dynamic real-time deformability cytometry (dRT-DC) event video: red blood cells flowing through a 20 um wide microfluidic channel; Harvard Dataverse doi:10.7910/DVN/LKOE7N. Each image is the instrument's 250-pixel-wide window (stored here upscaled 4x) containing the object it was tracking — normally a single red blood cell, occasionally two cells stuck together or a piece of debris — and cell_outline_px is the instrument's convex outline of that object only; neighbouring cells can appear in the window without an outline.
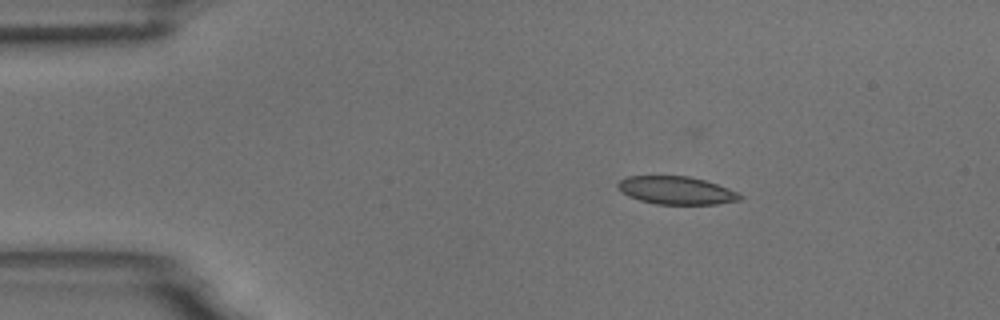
{"species": "common noctule bat (a hibernating species)", "species_latin": "Nyctalus noctula", "temperature_condition": "room temperature", "stored_images_in_passage": 46, "camera_frame_rate_fps": 3000, "um_per_image_px": 0.085, "animal": {"sex": "male", "body_mass_g": 18.8}, "frame": {"image": 1, "passage_image": 1, "time_ms": 0.0, "image_size_px": [1000, 320], "cell_outline_px": [[744, 196], [740, 200], [716, 204], [656, 204], [640, 200], [628, 196], [620, 192], [616, 184], [620, 180], [628, 176], [688, 176], [704, 180], [728, 188]], "centroid_in_image_um": [57.46, 16.18], "position_along_channel_um": 27.5, "area_um2": 19.83}}
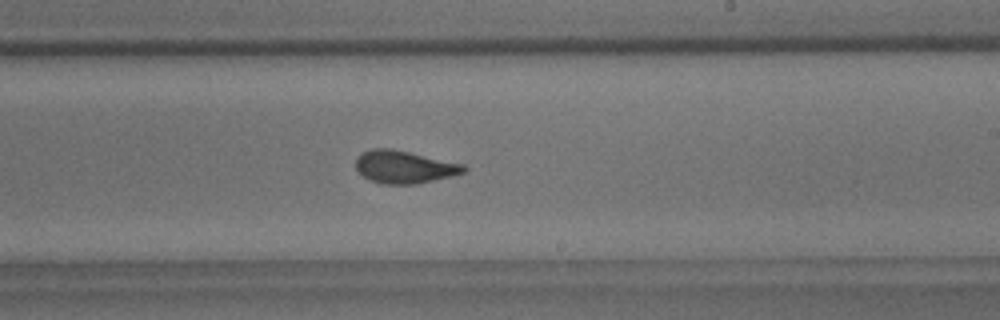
{"frame": {"image": 2, "passage_image": 24, "time_ms": 7.667, "image_size_px": [1000, 320], "cell_outline_px": [[468, 168], [464, 172], [416, 184], [380, 184], [364, 176], [356, 168], [356, 156], [360, 152], [372, 148], [392, 148], [464, 164]], "centroid_in_image_um": [34.32, 14.17], "position_along_channel_um": 254.7, "area_um2": 20.46}}
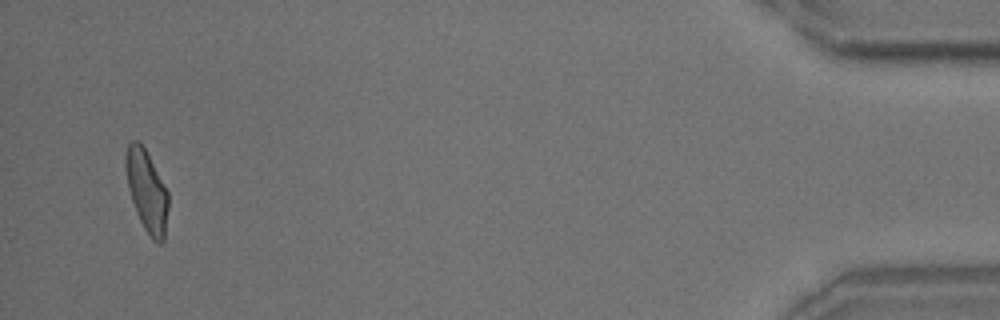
{"frame": {"image": 3, "passage_image": 44, "time_ms": 14.333, "image_size_px": [1000, 320], "cell_outline_px": [[168, 208], [164, 240], [160, 244], [152, 240], [144, 228], [136, 212], [128, 188], [124, 164], [124, 156], [128, 144], [132, 140], [140, 140], [168, 192]], "centroid_in_image_um": [12.46, 16.22], "position_along_channel_um": 422.7, "area_um2": 20.23}, "authors_computed_cell_mechanics": {"area_um2": 20.4612, "velocity_mm_per_s": 3.7294, "shape_relaxation_time_tau1_ms": 7.3082, "shape_relaxation_time_tau2_ms": 1.1458, "deformation_change_tau1": 0.1704, "deformation_change_tau2": 0.0587}}